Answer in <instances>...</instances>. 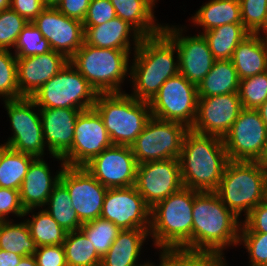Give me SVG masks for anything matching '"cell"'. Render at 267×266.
I'll return each mask as SVG.
<instances>
[{
	"label": "cell",
	"instance_id": "ab89813d",
	"mask_svg": "<svg viewBox=\"0 0 267 266\" xmlns=\"http://www.w3.org/2000/svg\"><path fill=\"white\" fill-rule=\"evenodd\" d=\"M28 23L11 8L0 11V49L14 48L20 32Z\"/></svg>",
	"mask_w": 267,
	"mask_h": 266
},
{
	"label": "cell",
	"instance_id": "7a4b0ae2",
	"mask_svg": "<svg viewBox=\"0 0 267 266\" xmlns=\"http://www.w3.org/2000/svg\"><path fill=\"white\" fill-rule=\"evenodd\" d=\"M229 161L223 138L189 129L179 156L183 187L215 192Z\"/></svg>",
	"mask_w": 267,
	"mask_h": 266
},
{
	"label": "cell",
	"instance_id": "603a6c76",
	"mask_svg": "<svg viewBox=\"0 0 267 266\" xmlns=\"http://www.w3.org/2000/svg\"><path fill=\"white\" fill-rule=\"evenodd\" d=\"M61 162V169L51 176L50 167L43 158H35L23 179L20 192L21 203L25 209L24 216L33 213L34 209L46 207L53 188L60 182V176L65 167Z\"/></svg>",
	"mask_w": 267,
	"mask_h": 266
},
{
	"label": "cell",
	"instance_id": "ffe728a7",
	"mask_svg": "<svg viewBox=\"0 0 267 266\" xmlns=\"http://www.w3.org/2000/svg\"><path fill=\"white\" fill-rule=\"evenodd\" d=\"M53 51L70 59L84 43L83 23L63 15L56 7H46L32 22Z\"/></svg>",
	"mask_w": 267,
	"mask_h": 266
},
{
	"label": "cell",
	"instance_id": "680465c9",
	"mask_svg": "<svg viewBox=\"0 0 267 266\" xmlns=\"http://www.w3.org/2000/svg\"><path fill=\"white\" fill-rule=\"evenodd\" d=\"M159 259H160L159 265H155L154 262H152V263L150 262V263L146 264L145 266H164L163 265V252H160Z\"/></svg>",
	"mask_w": 267,
	"mask_h": 266
},
{
	"label": "cell",
	"instance_id": "4fadbf2b",
	"mask_svg": "<svg viewBox=\"0 0 267 266\" xmlns=\"http://www.w3.org/2000/svg\"><path fill=\"white\" fill-rule=\"evenodd\" d=\"M111 145L103 119L93 107L78 115L71 150L62 159L66 166L84 167Z\"/></svg>",
	"mask_w": 267,
	"mask_h": 266
},
{
	"label": "cell",
	"instance_id": "816d5d0a",
	"mask_svg": "<svg viewBox=\"0 0 267 266\" xmlns=\"http://www.w3.org/2000/svg\"><path fill=\"white\" fill-rule=\"evenodd\" d=\"M17 266H37V262L33 255H28L23 256Z\"/></svg>",
	"mask_w": 267,
	"mask_h": 266
},
{
	"label": "cell",
	"instance_id": "5bb4252c",
	"mask_svg": "<svg viewBox=\"0 0 267 266\" xmlns=\"http://www.w3.org/2000/svg\"><path fill=\"white\" fill-rule=\"evenodd\" d=\"M134 186L145 203L152 208L183 187L179 159L138 164Z\"/></svg>",
	"mask_w": 267,
	"mask_h": 266
},
{
	"label": "cell",
	"instance_id": "7402d4cb",
	"mask_svg": "<svg viewBox=\"0 0 267 266\" xmlns=\"http://www.w3.org/2000/svg\"><path fill=\"white\" fill-rule=\"evenodd\" d=\"M68 62L69 59L65 55L53 50L45 54L17 57V80L20 95L32 97Z\"/></svg>",
	"mask_w": 267,
	"mask_h": 266
},
{
	"label": "cell",
	"instance_id": "f6af8a7d",
	"mask_svg": "<svg viewBox=\"0 0 267 266\" xmlns=\"http://www.w3.org/2000/svg\"><path fill=\"white\" fill-rule=\"evenodd\" d=\"M11 213L20 218L24 217L25 209L21 203L20 192L0 187V221H6Z\"/></svg>",
	"mask_w": 267,
	"mask_h": 266
},
{
	"label": "cell",
	"instance_id": "7c38bea8",
	"mask_svg": "<svg viewBox=\"0 0 267 266\" xmlns=\"http://www.w3.org/2000/svg\"><path fill=\"white\" fill-rule=\"evenodd\" d=\"M223 141L230 161L256 162L267 144V128L259 111L242 108Z\"/></svg>",
	"mask_w": 267,
	"mask_h": 266
},
{
	"label": "cell",
	"instance_id": "4dcf8cb0",
	"mask_svg": "<svg viewBox=\"0 0 267 266\" xmlns=\"http://www.w3.org/2000/svg\"><path fill=\"white\" fill-rule=\"evenodd\" d=\"M34 156L0 145V187L20 190Z\"/></svg>",
	"mask_w": 267,
	"mask_h": 266
},
{
	"label": "cell",
	"instance_id": "3957f363",
	"mask_svg": "<svg viewBox=\"0 0 267 266\" xmlns=\"http://www.w3.org/2000/svg\"><path fill=\"white\" fill-rule=\"evenodd\" d=\"M193 254H217L238 245L242 222L215 192H199L193 202Z\"/></svg>",
	"mask_w": 267,
	"mask_h": 266
},
{
	"label": "cell",
	"instance_id": "277c9868",
	"mask_svg": "<svg viewBox=\"0 0 267 266\" xmlns=\"http://www.w3.org/2000/svg\"><path fill=\"white\" fill-rule=\"evenodd\" d=\"M175 53L177 56L174 57ZM133 54L129 72L133 91L129 95L150 102L165 81L179 73L178 50L161 32L155 36L143 37Z\"/></svg>",
	"mask_w": 267,
	"mask_h": 266
},
{
	"label": "cell",
	"instance_id": "e0dca14e",
	"mask_svg": "<svg viewBox=\"0 0 267 266\" xmlns=\"http://www.w3.org/2000/svg\"><path fill=\"white\" fill-rule=\"evenodd\" d=\"M137 165L131 146L112 144L84 168L106 188H125L135 185Z\"/></svg>",
	"mask_w": 267,
	"mask_h": 266
},
{
	"label": "cell",
	"instance_id": "60d3db41",
	"mask_svg": "<svg viewBox=\"0 0 267 266\" xmlns=\"http://www.w3.org/2000/svg\"><path fill=\"white\" fill-rule=\"evenodd\" d=\"M217 254H187L163 252L164 266H227L226 259Z\"/></svg>",
	"mask_w": 267,
	"mask_h": 266
},
{
	"label": "cell",
	"instance_id": "e575fe53",
	"mask_svg": "<svg viewBox=\"0 0 267 266\" xmlns=\"http://www.w3.org/2000/svg\"><path fill=\"white\" fill-rule=\"evenodd\" d=\"M25 222L37 247L60 245L65 241L67 231L60 227L44 209L36 215L33 213L31 219L28 218Z\"/></svg>",
	"mask_w": 267,
	"mask_h": 266
},
{
	"label": "cell",
	"instance_id": "9f6ffc18",
	"mask_svg": "<svg viewBox=\"0 0 267 266\" xmlns=\"http://www.w3.org/2000/svg\"><path fill=\"white\" fill-rule=\"evenodd\" d=\"M46 7H56L62 0H43Z\"/></svg>",
	"mask_w": 267,
	"mask_h": 266
},
{
	"label": "cell",
	"instance_id": "7bdbcfd3",
	"mask_svg": "<svg viewBox=\"0 0 267 266\" xmlns=\"http://www.w3.org/2000/svg\"><path fill=\"white\" fill-rule=\"evenodd\" d=\"M242 24L250 33H256L263 25L267 12V0H239Z\"/></svg>",
	"mask_w": 267,
	"mask_h": 266
},
{
	"label": "cell",
	"instance_id": "f35d334b",
	"mask_svg": "<svg viewBox=\"0 0 267 266\" xmlns=\"http://www.w3.org/2000/svg\"><path fill=\"white\" fill-rule=\"evenodd\" d=\"M238 93L242 108L258 109L267 100V71L240 80Z\"/></svg>",
	"mask_w": 267,
	"mask_h": 266
},
{
	"label": "cell",
	"instance_id": "52a82bcc",
	"mask_svg": "<svg viewBox=\"0 0 267 266\" xmlns=\"http://www.w3.org/2000/svg\"><path fill=\"white\" fill-rule=\"evenodd\" d=\"M264 173L257 162L229 161L215 193L238 218L263 201Z\"/></svg>",
	"mask_w": 267,
	"mask_h": 266
},
{
	"label": "cell",
	"instance_id": "6125c7cd",
	"mask_svg": "<svg viewBox=\"0 0 267 266\" xmlns=\"http://www.w3.org/2000/svg\"><path fill=\"white\" fill-rule=\"evenodd\" d=\"M154 5H156L157 3L156 2H158L157 0H150Z\"/></svg>",
	"mask_w": 267,
	"mask_h": 266
},
{
	"label": "cell",
	"instance_id": "c3c4849f",
	"mask_svg": "<svg viewBox=\"0 0 267 266\" xmlns=\"http://www.w3.org/2000/svg\"><path fill=\"white\" fill-rule=\"evenodd\" d=\"M10 8L30 23L40 15L46 6L43 0H11Z\"/></svg>",
	"mask_w": 267,
	"mask_h": 266
},
{
	"label": "cell",
	"instance_id": "11a10c76",
	"mask_svg": "<svg viewBox=\"0 0 267 266\" xmlns=\"http://www.w3.org/2000/svg\"><path fill=\"white\" fill-rule=\"evenodd\" d=\"M263 32V34H261ZM260 36L264 35L263 37L267 39V12L264 20V25L256 32Z\"/></svg>",
	"mask_w": 267,
	"mask_h": 266
},
{
	"label": "cell",
	"instance_id": "cb8c5ba5",
	"mask_svg": "<svg viewBox=\"0 0 267 266\" xmlns=\"http://www.w3.org/2000/svg\"><path fill=\"white\" fill-rule=\"evenodd\" d=\"M83 28L84 42L97 48L131 50L130 41H134L135 51L143 38L133 26L117 16L104 24Z\"/></svg>",
	"mask_w": 267,
	"mask_h": 266
},
{
	"label": "cell",
	"instance_id": "5b68a950",
	"mask_svg": "<svg viewBox=\"0 0 267 266\" xmlns=\"http://www.w3.org/2000/svg\"><path fill=\"white\" fill-rule=\"evenodd\" d=\"M94 108L114 145L131 146L152 117L149 102L125 92L98 93Z\"/></svg>",
	"mask_w": 267,
	"mask_h": 266
},
{
	"label": "cell",
	"instance_id": "bcb514c9",
	"mask_svg": "<svg viewBox=\"0 0 267 266\" xmlns=\"http://www.w3.org/2000/svg\"><path fill=\"white\" fill-rule=\"evenodd\" d=\"M240 233H267V204L261 202L242 221Z\"/></svg>",
	"mask_w": 267,
	"mask_h": 266
},
{
	"label": "cell",
	"instance_id": "74e56055",
	"mask_svg": "<svg viewBox=\"0 0 267 266\" xmlns=\"http://www.w3.org/2000/svg\"><path fill=\"white\" fill-rule=\"evenodd\" d=\"M14 48L16 57L45 54L52 50L49 41L43 37L32 22L28 23L20 32Z\"/></svg>",
	"mask_w": 267,
	"mask_h": 266
},
{
	"label": "cell",
	"instance_id": "836d02e7",
	"mask_svg": "<svg viewBox=\"0 0 267 266\" xmlns=\"http://www.w3.org/2000/svg\"><path fill=\"white\" fill-rule=\"evenodd\" d=\"M62 245L68 266H100L102 257L80 229L67 232Z\"/></svg>",
	"mask_w": 267,
	"mask_h": 266
},
{
	"label": "cell",
	"instance_id": "d590c367",
	"mask_svg": "<svg viewBox=\"0 0 267 266\" xmlns=\"http://www.w3.org/2000/svg\"><path fill=\"white\" fill-rule=\"evenodd\" d=\"M80 230L86 235L101 257L107 253L118 234L122 231L113 222L103 218L83 223Z\"/></svg>",
	"mask_w": 267,
	"mask_h": 266
},
{
	"label": "cell",
	"instance_id": "9c48e42d",
	"mask_svg": "<svg viewBox=\"0 0 267 266\" xmlns=\"http://www.w3.org/2000/svg\"><path fill=\"white\" fill-rule=\"evenodd\" d=\"M4 104L13 136L9 137L3 145L35 158L44 157L46 147L40 109L34 100L31 97H22L4 101Z\"/></svg>",
	"mask_w": 267,
	"mask_h": 266
},
{
	"label": "cell",
	"instance_id": "1f68e13d",
	"mask_svg": "<svg viewBox=\"0 0 267 266\" xmlns=\"http://www.w3.org/2000/svg\"><path fill=\"white\" fill-rule=\"evenodd\" d=\"M67 188L59 182L51 192L44 209L67 232L79 230L83 223L73 209Z\"/></svg>",
	"mask_w": 267,
	"mask_h": 266
},
{
	"label": "cell",
	"instance_id": "d4e9b609",
	"mask_svg": "<svg viewBox=\"0 0 267 266\" xmlns=\"http://www.w3.org/2000/svg\"><path fill=\"white\" fill-rule=\"evenodd\" d=\"M240 80L267 71V39L250 33L236 47L231 57Z\"/></svg>",
	"mask_w": 267,
	"mask_h": 266
},
{
	"label": "cell",
	"instance_id": "f1b7e54d",
	"mask_svg": "<svg viewBox=\"0 0 267 266\" xmlns=\"http://www.w3.org/2000/svg\"><path fill=\"white\" fill-rule=\"evenodd\" d=\"M192 23L203 32L229 23H242L239 0H210L198 9Z\"/></svg>",
	"mask_w": 267,
	"mask_h": 266
},
{
	"label": "cell",
	"instance_id": "30bf717a",
	"mask_svg": "<svg viewBox=\"0 0 267 266\" xmlns=\"http://www.w3.org/2000/svg\"><path fill=\"white\" fill-rule=\"evenodd\" d=\"M184 124L151 117L131 145L137 164L179 159L185 133Z\"/></svg>",
	"mask_w": 267,
	"mask_h": 266
},
{
	"label": "cell",
	"instance_id": "484cf974",
	"mask_svg": "<svg viewBox=\"0 0 267 266\" xmlns=\"http://www.w3.org/2000/svg\"><path fill=\"white\" fill-rule=\"evenodd\" d=\"M148 236L149 229L122 230L101 258L100 266H145L150 261L138 264V259Z\"/></svg>",
	"mask_w": 267,
	"mask_h": 266
},
{
	"label": "cell",
	"instance_id": "d6a6232c",
	"mask_svg": "<svg viewBox=\"0 0 267 266\" xmlns=\"http://www.w3.org/2000/svg\"><path fill=\"white\" fill-rule=\"evenodd\" d=\"M0 249L21 256L34 255L37 245L25 220L20 223H14L9 219L0 221Z\"/></svg>",
	"mask_w": 267,
	"mask_h": 266
},
{
	"label": "cell",
	"instance_id": "44dd1931",
	"mask_svg": "<svg viewBox=\"0 0 267 266\" xmlns=\"http://www.w3.org/2000/svg\"><path fill=\"white\" fill-rule=\"evenodd\" d=\"M45 146L58 161L71 150L78 115L82 112L71 108H39Z\"/></svg>",
	"mask_w": 267,
	"mask_h": 266
},
{
	"label": "cell",
	"instance_id": "ac0fdd59",
	"mask_svg": "<svg viewBox=\"0 0 267 266\" xmlns=\"http://www.w3.org/2000/svg\"><path fill=\"white\" fill-rule=\"evenodd\" d=\"M182 27L163 25L162 32L175 44L179 55V73L196 86L211 70L216 59L202 33L182 36Z\"/></svg>",
	"mask_w": 267,
	"mask_h": 266
},
{
	"label": "cell",
	"instance_id": "9a60e30c",
	"mask_svg": "<svg viewBox=\"0 0 267 266\" xmlns=\"http://www.w3.org/2000/svg\"><path fill=\"white\" fill-rule=\"evenodd\" d=\"M60 182L67 188L73 209L82 223L100 218L108 188L99 183L84 167L65 166Z\"/></svg>",
	"mask_w": 267,
	"mask_h": 266
},
{
	"label": "cell",
	"instance_id": "83f0119b",
	"mask_svg": "<svg viewBox=\"0 0 267 266\" xmlns=\"http://www.w3.org/2000/svg\"><path fill=\"white\" fill-rule=\"evenodd\" d=\"M240 79L231 59L216 60L197 86L198 97H211L239 92Z\"/></svg>",
	"mask_w": 267,
	"mask_h": 266
},
{
	"label": "cell",
	"instance_id": "8992f818",
	"mask_svg": "<svg viewBox=\"0 0 267 266\" xmlns=\"http://www.w3.org/2000/svg\"><path fill=\"white\" fill-rule=\"evenodd\" d=\"M132 50L104 49L85 42L69 59L97 93H121V83L130 71Z\"/></svg>",
	"mask_w": 267,
	"mask_h": 266
},
{
	"label": "cell",
	"instance_id": "8d00e7d4",
	"mask_svg": "<svg viewBox=\"0 0 267 266\" xmlns=\"http://www.w3.org/2000/svg\"><path fill=\"white\" fill-rule=\"evenodd\" d=\"M3 101L22 98L17 80V57L10 50L0 49V97Z\"/></svg>",
	"mask_w": 267,
	"mask_h": 266
},
{
	"label": "cell",
	"instance_id": "7dc6e473",
	"mask_svg": "<svg viewBox=\"0 0 267 266\" xmlns=\"http://www.w3.org/2000/svg\"><path fill=\"white\" fill-rule=\"evenodd\" d=\"M33 256L37 266H68L62 244L37 247Z\"/></svg>",
	"mask_w": 267,
	"mask_h": 266
},
{
	"label": "cell",
	"instance_id": "6f0895ef",
	"mask_svg": "<svg viewBox=\"0 0 267 266\" xmlns=\"http://www.w3.org/2000/svg\"><path fill=\"white\" fill-rule=\"evenodd\" d=\"M11 0H0V11L6 10L10 8Z\"/></svg>",
	"mask_w": 267,
	"mask_h": 266
},
{
	"label": "cell",
	"instance_id": "681fc988",
	"mask_svg": "<svg viewBox=\"0 0 267 266\" xmlns=\"http://www.w3.org/2000/svg\"><path fill=\"white\" fill-rule=\"evenodd\" d=\"M91 0H62L56 8L65 16L83 23Z\"/></svg>",
	"mask_w": 267,
	"mask_h": 266
},
{
	"label": "cell",
	"instance_id": "ba28073f",
	"mask_svg": "<svg viewBox=\"0 0 267 266\" xmlns=\"http://www.w3.org/2000/svg\"><path fill=\"white\" fill-rule=\"evenodd\" d=\"M97 95L90 83L68 62L31 98L39 108H71L83 111L94 107Z\"/></svg>",
	"mask_w": 267,
	"mask_h": 266
},
{
	"label": "cell",
	"instance_id": "d6986e66",
	"mask_svg": "<svg viewBox=\"0 0 267 266\" xmlns=\"http://www.w3.org/2000/svg\"><path fill=\"white\" fill-rule=\"evenodd\" d=\"M242 109L239 93L198 97L197 115L191 130L223 138Z\"/></svg>",
	"mask_w": 267,
	"mask_h": 266
},
{
	"label": "cell",
	"instance_id": "4316f807",
	"mask_svg": "<svg viewBox=\"0 0 267 266\" xmlns=\"http://www.w3.org/2000/svg\"><path fill=\"white\" fill-rule=\"evenodd\" d=\"M117 17L128 22L143 37L155 36L162 32L163 24L156 23L154 8L150 0H110Z\"/></svg>",
	"mask_w": 267,
	"mask_h": 266
},
{
	"label": "cell",
	"instance_id": "f546056e",
	"mask_svg": "<svg viewBox=\"0 0 267 266\" xmlns=\"http://www.w3.org/2000/svg\"><path fill=\"white\" fill-rule=\"evenodd\" d=\"M216 60L231 59L238 44L250 32L242 23H229L202 32Z\"/></svg>",
	"mask_w": 267,
	"mask_h": 266
},
{
	"label": "cell",
	"instance_id": "91938a15",
	"mask_svg": "<svg viewBox=\"0 0 267 266\" xmlns=\"http://www.w3.org/2000/svg\"><path fill=\"white\" fill-rule=\"evenodd\" d=\"M263 203L267 204V183L264 184Z\"/></svg>",
	"mask_w": 267,
	"mask_h": 266
},
{
	"label": "cell",
	"instance_id": "2e32d148",
	"mask_svg": "<svg viewBox=\"0 0 267 266\" xmlns=\"http://www.w3.org/2000/svg\"><path fill=\"white\" fill-rule=\"evenodd\" d=\"M150 212L135 186L108 188L100 218L113 222L121 230L150 229Z\"/></svg>",
	"mask_w": 267,
	"mask_h": 266
},
{
	"label": "cell",
	"instance_id": "b9f144b4",
	"mask_svg": "<svg viewBox=\"0 0 267 266\" xmlns=\"http://www.w3.org/2000/svg\"><path fill=\"white\" fill-rule=\"evenodd\" d=\"M241 244L249 253L250 266H267V233H240Z\"/></svg>",
	"mask_w": 267,
	"mask_h": 266
},
{
	"label": "cell",
	"instance_id": "94428289",
	"mask_svg": "<svg viewBox=\"0 0 267 266\" xmlns=\"http://www.w3.org/2000/svg\"><path fill=\"white\" fill-rule=\"evenodd\" d=\"M264 173L265 183H267V165H259Z\"/></svg>",
	"mask_w": 267,
	"mask_h": 266
},
{
	"label": "cell",
	"instance_id": "f5cc1de1",
	"mask_svg": "<svg viewBox=\"0 0 267 266\" xmlns=\"http://www.w3.org/2000/svg\"><path fill=\"white\" fill-rule=\"evenodd\" d=\"M267 128V100L257 109Z\"/></svg>",
	"mask_w": 267,
	"mask_h": 266
},
{
	"label": "cell",
	"instance_id": "6da1fadb",
	"mask_svg": "<svg viewBox=\"0 0 267 266\" xmlns=\"http://www.w3.org/2000/svg\"><path fill=\"white\" fill-rule=\"evenodd\" d=\"M198 193L182 187L151 208L149 234L160 252L193 254L192 210Z\"/></svg>",
	"mask_w": 267,
	"mask_h": 266
},
{
	"label": "cell",
	"instance_id": "8fae6325",
	"mask_svg": "<svg viewBox=\"0 0 267 266\" xmlns=\"http://www.w3.org/2000/svg\"><path fill=\"white\" fill-rule=\"evenodd\" d=\"M149 105L152 117L191 129L197 115V86L178 73L165 81Z\"/></svg>",
	"mask_w": 267,
	"mask_h": 266
},
{
	"label": "cell",
	"instance_id": "db71d44e",
	"mask_svg": "<svg viewBox=\"0 0 267 266\" xmlns=\"http://www.w3.org/2000/svg\"><path fill=\"white\" fill-rule=\"evenodd\" d=\"M256 162L258 165H267V144L265 145L261 156Z\"/></svg>",
	"mask_w": 267,
	"mask_h": 266
},
{
	"label": "cell",
	"instance_id": "f907efd6",
	"mask_svg": "<svg viewBox=\"0 0 267 266\" xmlns=\"http://www.w3.org/2000/svg\"><path fill=\"white\" fill-rule=\"evenodd\" d=\"M23 256L0 249V266H17Z\"/></svg>",
	"mask_w": 267,
	"mask_h": 266
},
{
	"label": "cell",
	"instance_id": "ee69618b",
	"mask_svg": "<svg viewBox=\"0 0 267 266\" xmlns=\"http://www.w3.org/2000/svg\"><path fill=\"white\" fill-rule=\"evenodd\" d=\"M116 17L110 0H91L83 26H97Z\"/></svg>",
	"mask_w": 267,
	"mask_h": 266
}]
</instances>
